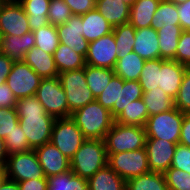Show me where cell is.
<instances>
[{
	"label": "cell",
	"mask_w": 190,
	"mask_h": 190,
	"mask_svg": "<svg viewBox=\"0 0 190 190\" xmlns=\"http://www.w3.org/2000/svg\"><path fill=\"white\" fill-rule=\"evenodd\" d=\"M15 108L20 126L32 150L51 141L55 118L45 112L36 96L18 99Z\"/></svg>",
	"instance_id": "6da1fadb"
},
{
	"label": "cell",
	"mask_w": 190,
	"mask_h": 190,
	"mask_svg": "<svg viewBox=\"0 0 190 190\" xmlns=\"http://www.w3.org/2000/svg\"><path fill=\"white\" fill-rule=\"evenodd\" d=\"M70 117L86 139L104 140L115 122L110 110L103 107L97 100L77 109L71 113Z\"/></svg>",
	"instance_id": "7a4b0ae2"
},
{
	"label": "cell",
	"mask_w": 190,
	"mask_h": 190,
	"mask_svg": "<svg viewBox=\"0 0 190 190\" xmlns=\"http://www.w3.org/2000/svg\"><path fill=\"white\" fill-rule=\"evenodd\" d=\"M108 165L104 140L86 139L70 160L71 171L86 180Z\"/></svg>",
	"instance_id": "3957f363"
},
{
	"label": "cell",
	"mask_w": 190,
	"mask_h": 190,
	"mask_svg": "<svg viewBox=\"0 0 190 190\" xmlns=\"http://www.w3.org/2000/svg\"><path fill=\"white\" fill-rule=\"evenodd\" d=\"M146 139L144 127L114 122L105 135L104 143L107 154H113L144 148Z\"/></svg>",
	"instance_id": "277c9868"
},
{
	"label": "cell",
	"mask_w": 190,
	"mask_h": 190,
	"mask_svg": "<svg viewBox=\"0 0 190 190\" xmlns=\"http://www.w3.org/2000/svg\"><path fill=\"white\" fill-rule=\"evenodd\" d=\"M58 79L66 93L68 117L77 109L96 100L87 86L84 68L59 73Z\"/></svg>",
	"instance_id": "5b68a950"
},
{
	"label": "cell",
	"mask_w": 190,
	"mask_h": 190,
	"mask_svg": "<svg viewBox=\"0 0 190 190\" xmlns=\"http://www.w3.org/2000/svg\"><path fill=\"white\" fill-rule=\"evenodd\" d=\"M184 115L185 113L174 107L169 111L149 116L144 126L147 138L179 143Z\"/></svg>",
	"instance_id": "8992f818"
},
{
	"label": "cell",
	"mask_w": 190,
	"mask_h": 190,
	"mask_svg": "<svg viewBox=\"0 0 190 190\" xmlns=\"http://www.w3.org/2000/svg\"><path fill=\"white\" fill-rule=\"evenodd\" d=\"M35 96L48 115L55 119L68 117V101L58 77L42 78Z\"/></svg>",
	"instance_id": "52a82bcc"
},
{
	"label": "cell",
	"mask_w": 190,
	"mask_h": 190,
	"mask_svg": "<svg viewBox=\"0 0 190 190\" xmlns=\"http://www.w3.org/2000/svg\"><path fill=\"white\" fill-rule=\"evenodd\" d=\"M86 138L71 117L55 119L51 141L69 160Z\"/></svg>",
	"instance_id": "ba28073f"
},
{
	"label": "cell",
	"mask_w": 190,
	"mask_h": 190,
	"mask_svg": "<svg viewBox=\"0 0 190 190\" xmlns=\"http://www.w3.org/2000/svg\"><path fill=\"white\" fill-rule=\"evenodd\" d=\"M108 166L125 181L150 172L145 148L108 154Z\"/></svg>",
	"instance_id": "9c48e42d"
},
{
	"label": "cell",
	"mask_w": 190,
	"mask_h": 190,
	"mask_svg": "<svg viewBox=\"0 0 190 190\" xmlns=\"http://www.w3.org/2000/svg\"><path fill=\"white\" fill-rule=\"evenodd\" d=\"M5 169L7 178L16 182L31 179H47L35 150L8 156Z\"/></svg>",
	"instance_id": "30bf717a"
},
{
	"label": "cell",
	"mask_w": 190,
	"mask_h": 190,
	"mask_svg": "<svg viewBox=\"0 0 190 190\" xmlns=\"http://www.w3.org/2000/svg\"><path fill=\"white\" fill-rule=\"evenodd\" d=\"M42 78L24 61H14L6 83L16 99L35 96Z\"/></svg>",
	"instance_id": "8fae6325"
},
{
	"label": "cell",
	"mask_w": 190,
	"mask_h": 190,
	"mask_svg": "<svg viewBox=\"0 0 190 190\" xmlns=\"http://www.w3.org/2000/svg\"><path fill=\"white\" fill-rule=\"evenodd\" d=\"M30 31L22 5L18 0H6L0 9V35L22 36Z\"/></svg>",
	"instance_id": "7c38bea8"
},
{
	"label": "cell",
	"mask_w": 190,
	"mask_h": 190,
	"mask_svg": "<svg viewBox=\"0 0 190 190\" xmlns=\"http://www.w3.org/2000/svg\"><path fill=\"white\" fill-rule=\"evenodd\" d=\"M118 56L113 32L98 38L88 44L85 57L87 65L114 69Z\"/></svg>",
	"instance_id": "4fadbf2b"
},
{
	"label": "cell",
	"mask_w": 190,
	"mask_h": 190,
	"mask_svg": "<svg viewBox=\"0 0 190 190\" xmlns=\"http://www.w3.org/2000/svg\"><path fill=\"white\" fill-rule=\"evenodd\" d=\"M177 144L168 140L147 138L144 148L147 154L149 170L165 173L171 167Z\"/></svg>",
	"instance_id": "5bb4252c"
},
{
	"label": "cell",
	"mask_w": 190,
	"mask_h": 190,
	"mask_svg": "<svg viewBox=\"0 0 190 190\" xmlns=\"http://www.w3.org/2000/svg\"><path fill=\"white\" fill-rule=\"evenodd\" d=\"M35 152L46 178L71 170L70 160L52 142L36 148Z\"/></svg>",
	"instance_id": "9a60e30c"
},
{
	"label": "cell",
	"mask_w": 190,
	"mask_h": 190,
	"mask_svg": "<svg viewBox=\"0 0 190 190\" xmlns=\"http://www.w3.org/2000/svg\"><path fill=\"white\" fill-rule=\"evenodd\" d=\"M61 44L86 57L89 42L82 35L81 15H72L66 23L56 26Z\"/></svg>",
	"instance_id": "2e32d148"
},
{
	"label": "cell",
	"mask_w": 190,
	"mask_h": 190,
	"mask_svg": "<svg viewBox=\"0 0 190 190\" xmlns=\"http://www.w3.org/2000/svg\"><path fill=\"white\" fill-rule=\"evenodd\" d=\"M187 68L188 66L175 60L161 59L158 86L162 88L171 98L175 99Z\"/></svg>",
	"instance_id": "e0dca14e"
},
{
	"label": "cell",
	"mask_w": 190,
	"mask_h": 190,
	"mask_svg": "<svg viewBox=\"0 0 190 190\" xmlns=\"http://www.w3.org/2000/svg\"><path fill=\"white\" fill-rule=\"evenodd\" d=\"M35 47V38L32 31L16 35H0V52L13 61H23L25 54Z\"/></svg>",
	"instance_id": "ac0fdd59"
},
{
	"label": "cell",
	"mask_w": 190,
	"mask_h": 190,
	"mask_svg": "<svg viewBox=\"0 0 190 190\" xmlns=\"http://www.w3.org/2000/svg\"><path fill=\"white\" fill-rule=\"evenodd\" d=\"M133 51L145 61L160 58L157 31L152 27L136 29Z\"/></svg>",
	"instance_id": "d6986e66"
},
{
	"label": "cell",
	"mask_w": 190,
	"mask_h": 190,
	"mask_svg": "<svg viewBox=\"0 0 190 190\" xmlns=\"http://www.w3.org/2000/svg\"><path fill=\"white\" fill-rule=\"evenodd\" d=\"M41 78L58 77V70L52 54L46 53L41 48L32 47L24 56L23 60Z\"/></svg>",
	"instance_id": "ffe728a7"
},
{
	"label": "cell",
	"mask_w": 190,
	"mask_h": 190,
	"mask_svg": "<svg viewBox=\"0 0 190 190\" xmlns=\"http://www.w3.org/2000/svg\"><path fill=\"white\" fill-rule=\"evenodd\" d=\"M82 17V35L90 43L113 32V26L95 8Z\"/></svg>",
	"instance_id": "44dd1931"
},
{
	"label": "cell",
	"mask_w": 190,
	"mask_h": 190,
	"mask_svg": "<svg viewBox=\"0 0 190 190\" xmlns=\"http://www.w3.org/2000/svg\"><path fill=\"white\" fill-rule=\"evenodd\" d=\"M95 8L113 27L129 23L130 5L121 0H96Z\"/></svg>",
	"instance_id": "7402d4cb"
},
{
	"label": "cell",
	"mask_w": 190,
	"mask_h": 190,
	"mask_svg": "<svg viewBox=\"0 0 190 190\" xmlns=\"http://www.w3.org/2000/svg\"><path fill=\"white\" fill-rule=\"evenodd\" d=\"M183 29L180 25H163L157 30L159 40L160 58L175 60L179 37Z\"/></svg>",
	"instance_id": "603a6c76"
},
{
	"label": "cell",
	"mask_w": 190,
	"mask_h": 190,
	"mask_svg": "<svg viewBox=\"0 0 190 190\" xmlns=\"http://www.w3.org/2000/svg\"><path fill=\"white\" fill-rule=\"evenodd\" d=\"M18 2L27 15L32 32L49 24L47 15L50 0H18Z\"/></svg>",
	"instance_id": "cb8c5ba5"
},
{
	"label": "cell",
	"mask_w": 190,
	"mask_h": 190,
	"mask_svg": "<svg viewBox=\"0 0 190 190\" xmlns=\"http://www.w3.org/2000/svg\"><path fill=\"white\" fill-rule=\"evenodd\" d=\"M89 190H124L126 181L108 165L98 170L88 180Z\"/></svg>",
	"instance_id": "d4e9b609"
},
{
	"label": "cell",
	"mask_w": 190,
	"mask_h": 190,
	"mask_svg": "<svg viewBox=\"0 0 190 190\" xmlns=\"http://www.w3.org/2000/svg\"><path fill=\"white\" fill-rule=\"evenodd\" d=\"M161 0H136L130 6L129 23L136 29L150 27L153 15Z\"/></svg>",
	"instance_id": "484cf974"
},
{
	"label": "cell",
	"mask_w": 190,
	"mask_h": 190,
	"mask_svg": "<svg viewBox=\"0 0 190 190\" xmlns=\"http://www.w3.org/2000/svg\"><path fill=\"white\" fill-rule=\"evenodd\" d=\"M53 58L59 73L77 70L86 66L85 57L82 54H78L71 47L61 43L55 50Z\"/></svg>",
	"instance_id": "4316f807"
},
{
	"label": "cell",
	"mask_w": 190,
	"mask_h": 190,
	"mask_svg": "<svg viewBox=\"0 0 190 190\" xmlns=\"http://www.w3.org/2000/svg\"><path fill=\"white\" fill-rule=\"evenodd\" d=\"M145 60L134 51L122 58H118L114 67V73L123 80L138 81L143 69Z\"/></svg>",
	"instance_id": "83f0119b"
},
{
	"label": "cell",
	"mask_w": 190,
	"mask_h": 190,
	"mask_svg": "<svg viewBox=\"0 0 190 190\" xmlns=\"http://www.w3.org/2000/svg\"><path fill=\"white\" fill-rule=\"evenodd\" d=\"M142 100L147 107L149 116L166 112L174 108V99L160 88L143 91Z\"/></svg>",
	"instance_id": "f1b7e54d"
},
{
	"label": "cell",
	"mask_w": 190,
	"mask_h": 190,
	"mask_svg": "<svg viewBox=\"0 0 190 190\" xmlns=\"http://www.w3.org/2000/svg\"><path fill=\"white\" fill-rule=\"evenodd\" d=\"M149 117L148 110L142 98L131 101L115 119L116 123L144 127Z\"/></svg>",
	"instance_id": "f546056e"
},
{
	"label": "cell",
	"mask_w": 190,
	"mask_h": 190,
	"mask_svg": "<svg viewBox=\"0 0 190 190\" xmlns=\"http://www.w3.org/2000/svg\"><path fill=\"white\" fill-rule=\"evenodd\" d=\"M84 70L87 86L90 88L93 96L96 99L106 88L111 78L115 74L114 69L93 67L86 64Z\"/></svg>",
	"instance_id": "4dcf8cb0"
},
{
	"label": "cell",
	"mask_w": 190,
	"mask_h": 190,
	"mask_svg": "<svg viewBox=\"0 0 190 190\" xmlns=\"http://www.w3.org/2000/svg\"><path fill=\"white\" fill-rule=\"evenodd\" d=\"M47 190H89L88 181L71 170L47 177Z\"/></svg>",
	"instance_id": "1f68e13d"
},
{
	"label": "cell",
	"mask_w": 190,
	"mask_h": 190,
	"mask_svg": "<svg viewBox=\"0 0 190 190\" xmlns=\"http://www.w3.org/2000/svg\"><path fill=\"white\" fill-rule=\"evenodd\" d=\"M128 190H169L164 173L148 172L126 181Z\"/></svg>",
	"instance_id": "d6a6232c"
},
{
	"label": "cell",
	"mask_w": 190,
	"mask_h": 190,
	"mask_svg": "<svg viewBox=\"0 0 190 190\" xmlns=\"http://www.w3.org/2000/svg\"><path fill=\"white\" fill-rule=\"evenodd\" d=\"M119 95L120 77L114 74L106 88L96 98L103 107L110 110L114 119L119 116Z\"/></svg>",
	"instance_id": "836d02e7"
},
{
	"label": "cell",
	"mask_w": 190,
	"mask_h": 190,
	"mask_svg": "<svg viewBox=\"0 0 190 190\" xmlns=\"http://www.w3.org/2000/svg\"><path fill=\"white\" fill-rule=\"evenodd\" d=\"M136 28L130 23L121 24L113 28L118 58L133 51Z\"/></svg>",
	"instance_id": "e575fe53"
},
{
	"label": "cell",
	"mask_w": 190,
	"mask_h": 190,
	"mask_svg": "<svg viewBox=\"0 0 190 190\" xmlns=\"http://www.w3.org/2000/svg\"><path fill=\"white\" fill-rule=\"evenodd\" d=\"M171 24L180 25L177 5L166 0H161L153 15L150 27L157 31L163 25L169 26Z\"/></svg>",
	"instance_id": "d590c367"
},
{
	"label": "cell",
	"mask_w": 190,
	"mask_h": 190,
	"mask_svg": "<svg viewBox=\"0 0 190 190\" xmlns=\"http://www.w3.org/2000/svg\"><path fill=\"white\" fill-rule=\"evenodd\" d=\"M35 38V47L41 48L49 54H54L60 44L56 26L48 24L33 31Z\"/></svg>",
	"instance_id": "8d00e7d4"
},
{
	"label": "cell",
	"mask_w": 190,
	"mask_h": 190,
	"mask_svg": "<svg viewBox=\"0 0 190 190\" xmlns=\"http://www.w3.org/2000/svg\"><path fill=\"white\" fill-rule=\"evenodd\" d=\"M161 69V58L146 60L141 71L139 83L143 91H151L159 87V71Z\"/></svg>",
	"instance_id": "74e56055"
},
{
	"label": "cell",
	"mask_w": 190,
	"mask_h": 190,
	"mask_svg": "<svg viewBox=\"0 0 190 190\" xmlns=\"http://www.w3.org/2000/svg\"><path fill=\"white\" fill-rule=\"evenodd\" d=\"M4 142L8 156L32 150L29 147L27 137L23 132L19 122L14 126V129L10 132V134H7Z\"/></svg>",
	"instance_id": "f35d334b"
},
{
	"label": "cell",
	"mask_w": 190,
	"mask_h": 190,
	"mask_svg": "<svg viewBox=\"0 0 190 190\" xmlns=\"http://www.w3.org/2000/svg\"><path fill=\"white\" fill-rule=\"evenodd\" d=\"M143 93L139 81L123 80L120 77L119 114L131 101L141 99Z\"/></svg>",
	"instance_id": "ab89813d"
},
{
	"label": "cell",
	"mask_w": 190,
	"mask_h": 190,
	"mask_svg": "<svg viewBox=\"0 0 190 190\" xmlns=\"http://www.w3.org/2000/svg\"><path fill=\"white\" fill-rule=\"evenodd\" d=\"M48 9V22L54 26L66 23L72 16L70 8L64 0H50Z\"/></svg>",
	"instance_id": "60d3db41"
},
{
	"label": "cell",
	"mask_w": 190,
	"mask_h": 190,
	"mask_svg": "<svg viewBox=\"0 0 190 190\" xmlns=\"http://www.w3.org/2000/svg\"><path fill=\"white\" fill-rule=\"evenodd\" d=\"M164 176L169 190H190V174L188 172L170 167Z\"/></svg>",
	"instance_id": "b9f144b4"
},
{
	"label": "cell",
	"mask_w": 190,
	"mask_h": 190,
	"mask_svg": "<svg viewBox=\"0 0 190 190\" xmlns=\"http://www.w3.org/2000/svg\"><path fill=\"white\" fill-rule=\"evenodd\" d=\"M174 107L182 113L190 114V67L183 75L177 97L174 99Z\"/></svg>",
	"instance_id": "7bdbcfd3"
},
{
	"label": "cell",
	"mask_w": 190,
	"mask_h": 190,
	"mask_svg": "<svg viewBox=\"0 0 190 190\" xmlns=\"http://www.w3.org/2000/svg\"><path fill=\"white\" fill-rule=\"evenodd\" d=\"M18 122L19 118L15 107H0V137L2 139H5L7 134H10Z\"/></svg>",
	"instance_id": "ee69618b"
},
{
	"label": "cell",
	"mask_w": 190,
	"mask_h": 190,
	"mask_svg": "<svg viewBox=\"0 0 190 190\" xmlns=\"http://www.w3.org/2000/svg\"><path fill=\"white\" fill-rule=\"evenodd\" d=\"M171 167L190 174V147L177 144Z\"/></svg>",
	"instance_id": "f6af8a7d"
},
{
	"label": "cell",
	"mask_w": 190,
	"mask_h": 190,
	"mask_svg": "<svg viewBox=\"0 0 190 190\" xmlns=\"http://www.w3.org/2000/svg\"><path fill=\"white\" fill-rule=\"evenodd\" d=\"M175 61L190 67V31H183L179 37Z\"/></svg>",
	"instance_id": "bcb514c9"
},
{
	"label": "cell",
	"mask_w": 190,
	"mask_h": 190,
	"mask_svg": "<svg viewBox=\"0 0 190 190\" xmlns=\"http://www.w3.org/2000/svg\"><path fill=\"white\" fill-rule=\"evenodd\" d=\"M69 6L72 15H83L94 10L96 0H64Z\"/></svg>",
	"instance_id": "7dc6e473"
},
{
	"label": "cell",
	"mask_w": 190,
	"mask_h": 190,
	"mask_svg": "<svg viewBox=\"0 0 190 190\" xmlns=\"http://www.w3.org/2000/svg\"><path fill=\"white\" fill-rule=\"evenodd\" d=\"M17 99L14 96L12 90L8 87L7 83L0 85V107L14 108L16 106Z\"/></svg>",
	"instance_id": "c3c4849f"
},
{
	"label": "cell",
	"mask_w": 190,
	"mask_h": 190,
	"mask_svg": "<svg viewBox=\"0 0 190 190\" xmlns=\"http://www.w3.org/2000/svg\"><path fill=\"white\" fill-rule=\"evenodd\" d=\"M177 10L183 31H190V0L177 5Z\"/></svg>",
	"instance_id": "681fc988"
},
{
	"label": "cell",
	"mask_w": 190,
	"mask_h": 190,
	"mask_svg": "<svg viewBox=\"0 0 190 190\" xmlns=\"http://www.w3.org/2000/svg\"><path fill=\"white\" fill-rule=\"evenodd\" d=\"M19 190H47V179H31L18 182Z\"/></svg>",
	"instance_id": "f907efd6"
},
{
	"label": "cell",
	"mask_w": 190,
	"mask_h": 190,
	"mask_svg": "<svg viewBox=\"0 0 190 190\" xmlns=\"http://www.w3.org/2000/svg\"><path fill=\"white\" fill-rule=\"evenodd\" d=\"M14 61L0 52V85L6 82Z\"/></svg>",
	"instance_id": "816d5d0a"
},
{
	"label": "cell",
	"mask_w": 190,
	"mask_h": 190,
	"mask_svg": "<svg viewBox=\"0 0 190 190\" xmlns=\"http://www.w3.org/2000/svg\"><path fill=\"white\" fill-rule=\"evenodd\" d=\"M179 143L190 147V114L184 115Z\"/></svg>",
	"instance_id": "f5cc1de1"
},
{
	"label": "cell",
	"mask_w": 190,
	"mask_h": 190,
	"mask_svg": "<svg viewBox=\"0 0 190 190\" xmlns=\"http://www.w3.org/2000/svg\"><path fill=\"white\" fill-rule=\"evenodd\" d=\"M8 155L6 153L4 139L0 137V167L5 168L7 164Z\"/></svg>",
	"instance_id": "db71d44e"
},
{
	"label": "cell",
	"mask_w": 190,
	"mask_h": 190,
	"mask_svg": "<svg viewBox=\"0 0 190 190\" xmlns=\"http://www.w3.org/2000/svg\"><path fill=\"white\" fill-rule=\"evenodd\" d=\"M0 190H19L18 182L6 177L0 185Z\"/></svg>",
	"instance_id": "11a10c76"
},
{
	"label": "cell",
	"mask_w": 190,
	"mask_h": 190,
	"mask_svg": "<svg viewBox=\"0 0 190 190\" xmlns=\"http://www.w3.org/2000/svg\"><path fill=\"white\" fill-rule=\"evenodd\" d=\"M6 177H7V175H6V169L0 167V185L5 180Z\"/></svg>",
	"instance_id": "9f6ffc18"
},
{
	"label": "cell",
	"mask_w": 190,
	"mask_h": 190,
	"mask_svg": "<svg viewBox=\"0 0 190 190\" xmlns=\"http://www.w3.org/2000/svg\"><path fill=\"white\" fill-rule=\"evenodd\" d=\"M166 1L179 5V4L185 3L188 0H166Z\"/></svg>",
	"instance_id": "6f0895ef"
},
{
	"label": "cell",
	"mask_w": 190,
	"mask_h": 190,
	"mask_svg": "<svg viewBox=\"0 0 190 190\" xmlns=\"http://www.w3.org/2000/svg\"><path fill=\"white\" fill-rule=\"evenodd\" d=\"M121 1L127 3L128 5L131 6L136 0H121Z\"/></svg>",
	"instance_id": "680465c9"
},
{
	"label": "cell",
	"mask_w": 190,
	"mask_h": 190,
	"mask_svg": "<svg viewBox=\"0 0 190 190\" xmlns=\"http://www.w3.org/2000/svg\"><path fill=\"white\" fill-rule=\"evenodd\" d=\"M5 1H6V0H0V9H1V7L3 6V4H4Z\"/></svg>",
	"instance_id": "91938a15"
}]
</instances>
